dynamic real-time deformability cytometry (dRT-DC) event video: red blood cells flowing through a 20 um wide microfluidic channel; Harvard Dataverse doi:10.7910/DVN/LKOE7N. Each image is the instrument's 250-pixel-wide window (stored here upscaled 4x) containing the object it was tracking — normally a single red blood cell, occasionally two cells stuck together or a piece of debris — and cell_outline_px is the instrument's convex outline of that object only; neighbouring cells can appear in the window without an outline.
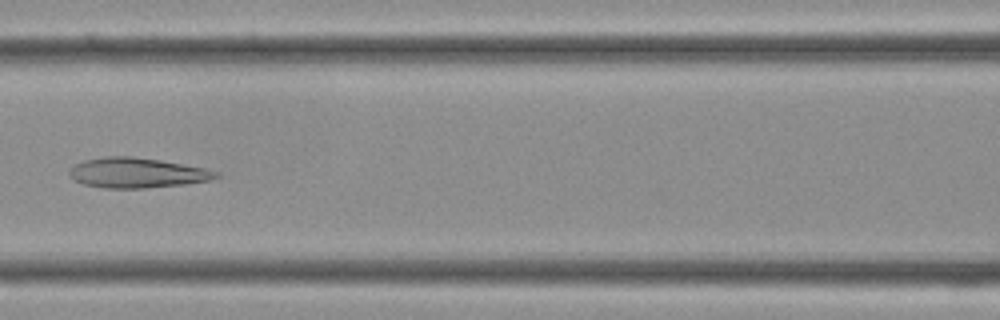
{"species": "Egyptian fruit bat (a non-hibernating species)", "species_latin": "Rousettus aegyptiacus", "temperature_condition": "cold", "stored_images_in_passage": 36, "camera_frame_rate_fps": 3000, "um_per_image_px": 0.085, "frame": {"image": 1, "passage_image": 15, "time_ms": 4.667, "image_size_px": [1000, 320], "cell_outline_px": [[220, 176], [208, 180], [188, 184], [144, 188], [104, 188], [84, 184], [72, 180], [68, 176], [68, 172], [76, 164], [84, 160], [104, 156], [132, 156], [160, 160], [204, 168], [220, 172]], "centroid_in_image_um": [11.62, 14.69], "position_along_channel_um": 155.0, "area_um2": 25.78}}
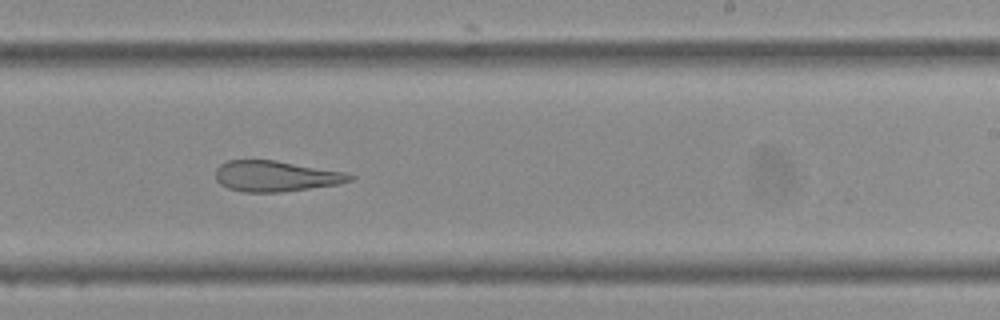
{"frame": {"image": 2, "passage_image": 21, "time_ms": 6.667, "image_size_px": [1000, 320], "cell_outline_px": [[356, 176], [352, 180], [340, 184], [280, 192], [244, 192], [228, 188], [220, 184], [216, 180], [216, 168], [220, 164], [228, 160], [276, 160], [348, 172]], "centroid_in_image_um": [23.48, 14.96], "position_along_channel_um": 265.5, "area_um2": 24.28}}
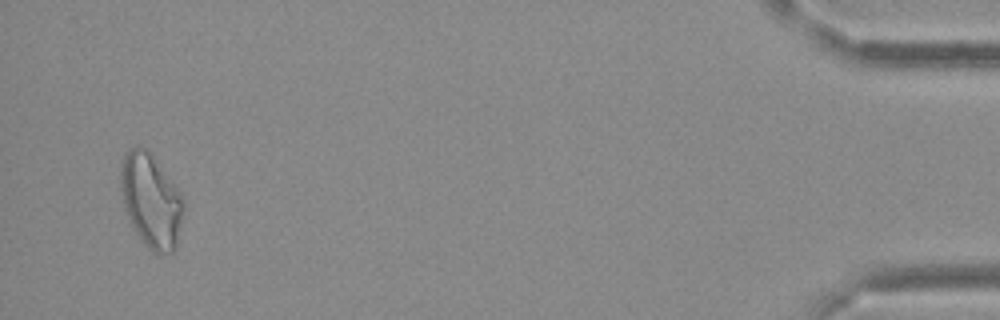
{"frame": {"image": 3, "passage_image": 34, "time_ms": 11.0, "image_size_px": [1000, 320], "cell_outline_px": [[184, 212], [176, 248], [172, 252], [152, 252], [144, 244], [136, 232], [128, 216], [124, 204], [120, 188], [120, 160], [124, 152], [136, 144], [148, 148], [180, 192], [184, 204]], "centroid_in_image_um": [12.82, 16.99], "position_along_channel_um": 422.4, "area_um2": 34.68}}